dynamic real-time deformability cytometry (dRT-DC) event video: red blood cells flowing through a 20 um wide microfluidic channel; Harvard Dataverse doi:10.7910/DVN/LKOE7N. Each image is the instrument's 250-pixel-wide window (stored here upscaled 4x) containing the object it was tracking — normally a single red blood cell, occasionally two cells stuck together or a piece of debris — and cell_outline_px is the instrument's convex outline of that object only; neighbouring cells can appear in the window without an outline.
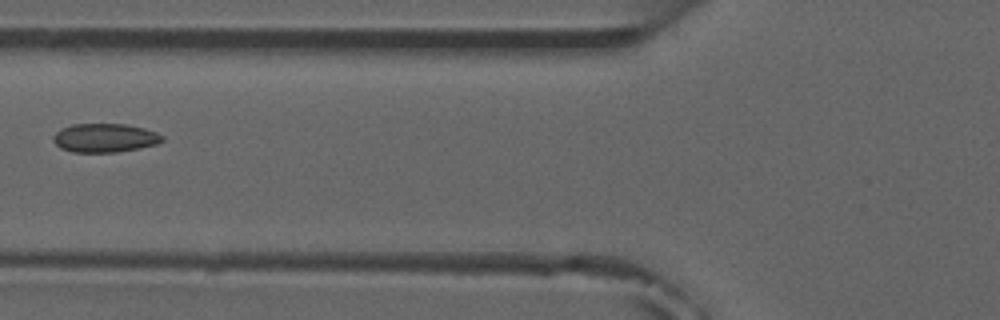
{"species": "common noctule bat (a hibernating species)", "species_latin": "Nyctalus noctula", "temperature_condition": "room temperature", "stored_images_in_passage": 7, "camera_frame_rate_fps": 3000, "um_per_image_px": 0.085, "animal": {"sex": "male", "forearm_length_mm": 52.5}, "frame": {"image": 1, "passage_image": 6, "time_ms": 6.0, "image_size_px": [1000, 320], "cell_outline_px": [[164, 140], [156, 144], [140, 148], [116, 152], [72, 152], [60, 148], [52, 140], [52, 136], [60, 128], [72, 124], [124, 124], [144, 128], [156, 132], [164, 136]], "centroid_in_image_um": [8.88, 11.72], "position_along_channel_um": 116.9, "area_um2": 18.38}}
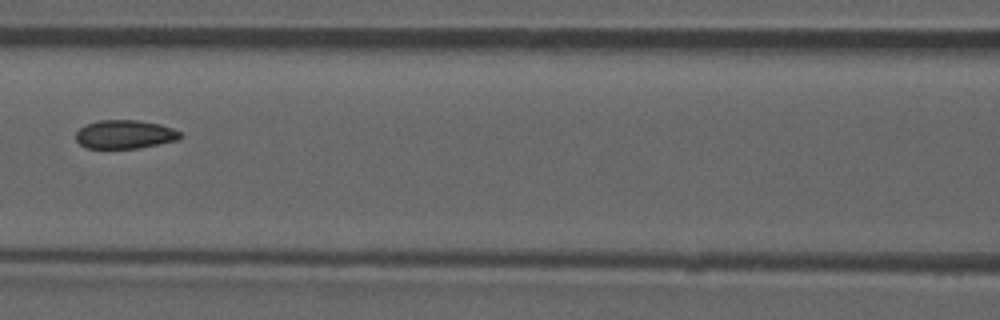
{"frame": {"image": 2, "passage_image": 7, "time_ms": 7.0, "image_size_px": [1000, 320], "cell_outline_px": [[184, 136], [176, 140], [140, 148], [88, 148], [80, 144], [76, 140], [76, 132], [80, 128], [88, 124], [100, 120], [136, 120], [160, 124], [172, 128], [180, 132]], "centroid_in_image_um": [10.62, 11.42], "position_along_channel_um": 156.0, "area_um2": 17.28}}